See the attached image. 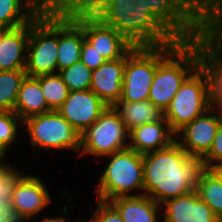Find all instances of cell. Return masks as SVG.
I'll list each match as a JSON object with an SVG mask.
<instances>
[{
  "label": "cell",
  "instance_id": "obj_1",
  "mask_svg": "<svg viewBox=\"0 0 222 222\" xmlns=\"http://www.w3.org/2000/svg\"><path fill=\"white\" fill-rule=\"evenodd\" d=\"M202 169L176 141L169 147L143 154V195L158 204L195 190Z\"/></svg>",
  "mask_w": 222,
  "mask_h": 222
},
{
  "label": "cell",
  "instance_id": "obj_2",
  "mask_svg": "<svg viewBox=\"0 0 222 222\" xmlns=\"http://www.w3.org/2000/svg\"><path fill=\"white\" fill-rule=\"evenodd\" d=\"M208 53L209 46L204 36L157 46V67L148 100L165 112L182 83Z\"/></svg>",
  "mask_w": 222,
  "mask_h": 222
},
{
  "label": "cell",
  "instance_id": "obj_3",
  "mask_svg": "<svg viewBox=\"0 0 222 222\" xmlns=\"http://www.w3.org/2000/svg\"><path fill=\"white\" fill-rule=\"evenodd\" d=\"M99 19L134 46H160L178 42L148 9L135 6L134 0H111Z\"/></svg>",
  "mask_w": 222,
  "mask_h": 222
},
{
  "label": "cell",
  "instance_id": "obj_4",
  "mask_svg": "<svg viewBox=\"0 0 222 222\" xmlns=\"http://www.w3.org/2000/svg\"><path fill=\"white\" fill-rule=\"evenodd\" d=\"M214 76L205 59L182 83L164 112V118L176 134L186 124L214 105Z\"/></svg>",
  "mask_w": 222,
  "mask_h": 222
},
{
  "label": "cell",
  "instance_id": "obj_5",
  "mask_svg": "<svg viewBox=\"0 0 222 222\" xmlns=\"http://www.w3.org/2000/svg\"><path fill=\"white\" fill-rule=\"evenodd\" d=\"M134 5L148 9L178 41L204 36L210 0H134Z\"/></svg>",
  "mask_w": 222,
  "mask_h": 222
},
{
  "label": "cell",
  "instance_id": "obj_6",
  "mask_svg": "<svg viewBox=\"0 0 222 222\" xmlns=\"http://www.w3.org/2000/svg\"><path fill=\"white\" fill-rule=\"evenodd\" d=\"M110 160L95 189L97 199L109 202L118 197L140 196L144 191L143 154L126 148L108 155ZM141 193H132L133 190Z\"/></svg>",
  "mask_w": 222,
  "mask_h": 222
},
{
  "label": "cell",
  "instance_id": "obj_7",
  "mask_svg": "<svg viewBox=\"0 0 222 222\" xmlns=\"http://www.w3.org/2000/svg\"><path fill=\"white\" fill-rule=\"evenodd\" d=\"M58 19L39 13L30 22L25 72L29 77L58 71Z\"/></svg>",
  "mask_w": 222,
  "mask_h": 222
},
{
  "label": "cell",
  "instance_id": "obj_8",
  "mask_svg": "<svg viewBox=\"0 0 222 222\" xmlns=\"http://www.w3.org/2000/svg\"><path fill=\"white\" fill-rule=\"evenodd\" d=\"M30 144L47 151L73 149L80 154L81 134L58 111L35 115L23 121Z\"/></svg>",
  "mask_w": 222,
  "mask_h": 222
},
{
  "label": "cell",
  "instance_id": "obj_9",
  "mask_svg": "<svg viewBox=\"0 0 222 222\" xmlns=\"http://www.w3.org/2000/svg\"><path fill=\"white\" fill-rule=\"evenodd\" d=\"M129 131L112 107L81 134L80 156H108L128 148Z\"/></svg>",
  "mask_w": 222,
  "mask_h": 222
},
{
  "label": "cell",
  "instance_id": "obj_10",
  "mask_svg": "<svg viewBox=\"0 0 222 222\" xmlns=\"http://www.w3.org/2000/svg\"><path fill=\"white\" fill-rule=\"evenodd\" d=\"M157 67V46H133L126 53L121 102L148 100Z\"/></svg>",
  "mask_w": 222,
  "mask_h": 222
},
{
  "label": "cell",
  "instance_id": "obj_11",
  "mask_svg": "<svg viewBox=\"0 0 222 222\" xmlns=\"http://www.w3.org/2000/svg\"><path fill=\"white\" fill-rule=\"evenodd\" d=\"M222 121V111L213 105L204 114L175 134V141L192 157L201 161L211 149Z\"/></svg>",
  "mask_w": 222,
  "mask_h": 222
},
{
  "label": "cell",
  "instance_id": "obj_12",
  "mask_svg": "<svg viewBox=\"0 0 222 222\" xmlns=\"http://www.w3.org/2000/svg\"><path fill=\"white\" fill-rule=\"evenodd\" d=\"M41 178L22 174L14 183L12 209L21 222H29L32 217L47 207L52 201Z\"/></svg>",
  "mask_w": 222,
  "mask_h": 222
},
{
  "label": "cell",
  "instance_id": "obj_13",
  "mask_svg": "<svg viewBox=\"0 0 222 222\" xmlns=\"http://www.w3.org/2000/svg\"><path fill=\"white\" fill-rule=\"evenodd\" d=\"M108 106L91 90L69 92L57 110L70 125L82 134Z\"/></svg>",
  "mask_w": 222,
  "mask_h": 222
},
{
  "label": "cell",
  "instance_id": "obj_14",
  "mask_svg": "<svg viewBox=\"0 0 222 222\" xmlns=\"http://www.w3.org/2000/svg\"><path fill=\"white\" fill-rule=\"evenodd\" d=\"M78 22L83 27L85 39L107 61L122 58L134 46L100 19H83Z\"/></svg>",
  "mask_w": 222,
  "mask_h": 222
},
{
  "label": "cell",
  "instance_id": "obj_15",
  "mask_svg": "<svg viewBox=\"0 0 222 222\" xmlns=\"http://www.w3.org/2000/svg\"><path fill=\"white\" fill-rule=\"evenodd\" d=\"M161 205L163 206L160 214H163V222H218V217L207 203L198 197L195 190L186 195L168 199Z\"/></svg>",
  "mask_w": 222,
  "mask_h": 222
},
{
  "label": "cell",
  "instance_id": "obj_16",
  "mask_svg": "<svg viewBox=\"0 0 222 222\" xmlns=\"http://www.w3.org/2000/svg\"><path fill=\"white\" fill-rule=\"evenodd\" d=\"M125 66L126 54L122 58L106 61L92 71L90 90L108 107L120 100Z\"/></svg>",
  "mask_w": 222,
  "mask_h": 222
},
{
  "label": "cell",
  "instance_id": "obj_17",
  "mask_svg": "<svg viewBox=\"0 0 222 222\" xmlns=\"http://www.w3.org/2000/svg\"><path fill=\"white\" fill-rule=\"evenodd\" d=\"M128 148L140 154L161 150L175 142V133L163 117L129 131Z\"/></svg>",
  "mask_w": 222,
  "mask_h": 222
},
{
  "label": "cell",
  "instance_id": "obj_18",
  "mask_svg": "<svg viewBox=\"0 0 222 222\" xmlns=\"http://www.w3.org/2000/svg\"><path fill=\"white\" fill-rule=\"evenodd\" d=\"M30 23L14 29L1 28L0 71L25 70Z\"/></svg>",
  "mask_w": 222,
  "mask_h": 222
},
{
  "label": "cell",
  "instance_id": "obj_19",
  "mask_svg": "<svg viewBox=\"0 0 222 222\" xmlns=\"http://www.w3.org/2000/svg\"><path fill=\"white\" fill-rule=\"evenodd\" d=\"M84 39L83 27L78 21L58 20V71L80 61Z\"/></svg>",
  "mask_w": 222,
  "mask_h": 222
},
{
  "label": "cell",
  "instance_id": "obj_20",
  "mask_svg": "<svg viewBox=\"0 0 222 222\" xmlns=\"http://www.w3.org/2000/svg\"><path fill=\"white\" fill-rule=\"evenodd\" d=\"M109 203L119 212L124 222H157L162 205L147 195L118 197Z\"/></svg>",
  "mask_w": 222,
  "mask_h": 222
},
{
  "label": "cell",
  "instance_id": "obj_21",
  "mask_svg": "<svg viewBox=\"0 0 222 222\" xmlns=\"http://www.w3.org/2000/svg\"><path fill=\"white\" fill-rule=\"evenodd\" d=\"M51 111L47 107L40 82L35 77L26 76L22 81L14 112L25 121L27 118Z\"/></svg>",
  "mask_w": 222,
  "mask_h": 222
},
{
  "label": "cell",
  "instance_id": "obj_22",
  "mask_svg": "<svg viewBox=\"0 0 222 222\" xmlns=\"http://www.w3.org/2000/svg\"><path fill=\"white\" fill-rule=\"evenodd\" d=\"M112 108L118 114L128 131L164 117V112L149 100L135 102L118 101Z\"/></svg>",
  "mask_w": 222,
  "mask_h": 222
},
{
  "label": "cell",
  "instance_id": "obj_23",
  "mask_svg": "<svg viewBox=\"0 0 222 222\" xmlns=\"http://www.w3.org/2000/svg\"><path fill=\"white\" fill-rule=\"evenodd\" d=\"M40 13L33 0H0V28L14 29L30 23Z\"/></svg>",
  "mask_w": 222,
  "mask_h": 222
},
{
  "label": "cell",
  "instance_id": "obj_24",
  "mask_svg": "<svg viewBox=\"0 0 222 222\" xmlns=\"http://www.w3.org/2000/svg\"><path fill=\"white\" fill-rule=\"evenodd\" d=\"M195 191L198 197L207 203L211 211L220 218L222 216V180L212 170L202 168L196 179Z\"/></svg>",
  "mask_w": 222,
  "mask_h": 222
},
{
  "label": "cell",
  "instance_id": "obj_25",
  "mask_svg": "<svg viewBox=\"0 0 222 222\" xmlns=\"http://www.w3.org/2000/svg\"><path fill=\"white\" fill-rule=\"evenodd\" d=\"M40 13L63 21L85 19V0H46Z\"/></svg>",
  "mask_w": 222,
  "mask_h": 222
},
{
  "label": "cell",
  "instance_id": "obj_26",
  "mask_svg": "<svg viewBox=\"0 0 222 222\" xmlns=\"http://www.w3.org/2000/svg\"><path fill=\"white\" fill-rule=\"evenodd\" d=\"M25 70L0 71V111L14 112Z\"/></svg>",
  "mask_w": 222,
  "mask_h": 222
},
{
  "label": "cell",
  "instance_id": "obj_27",
  "mask_svg": "<svg viewBox=\"0 0 222 222\" xmlns=\"http://www.w3.org/2000/svg\"><path fill=\"white\" fill-rule=\"evenodd\" d=\"M35 78L40 82L47 107L50 110L57 111L70 92L67 85L63 82L58 72L55 74L41 75Z\"/></svg>",
  "mask_w": 222,
  "mask_h": 222
},
{
  "label": "cell",
  "instance_id": "obj_28",
  "mask_svg": "<svg viewBox=\"0 0 222 222\" xmlns=\"http://www.w3.org/2000/svg\"><path fill=\"white\" fill-rule=\"evenodd\" d=\"M204 37L209 52L222 64V14L208 10L205 18Z\"/></svg>",
  "mask_w": 222,
  "mask_h": 222
},
{
  "label": "cell",
  "instance_id": "obj_29",
  "mask_svg": "<svg viewBox=\"0 0 222 222\" xmlns=\"http://www.w3.org/2000/svg\"><path fill=\"white\" fill-rule=\"evenodd\" d=\"M92 71L79 61L58 71L70 92L90 90Z\"/></svg>",
  "mask_w": 222,
  "mask_h": 222
},
{
  "label": "cell",
  "instance_id": "obj_30",
  "mask_svg": "<svg viewBox=\"0 0 222 222\" xmlns=\"http://www.w3.org/2000/svg\"><path fill=\"white\" fill-rule=\"evenodd\" d=\"M18 124H23V121L15 112L0 111V146L5 151L10 150L18 137Z\"/></svg>",
  "mask_w": 222,
  "mask_h": 222
},
{
  "label": "cell",
  "instance_id": "obj_31",
  "mask_svg": "<svg viewBox=\"0 0 222 222\" xmlns=\"http://www.w3.org/2000/svg\"><path fill=\"white\" fill-rule=\"evenodd\" d=\"M202 168L213 169L222 165V121L208 154L200 161Z\"/></svg>",
  "mask_w": 222,
  "mask_h": 222
},
{
  "label": "cell",
  "instance_id": "obj_32",
  "mask_svg": "<svg viewBox=\"0 0 222 222\" xmlns=\"http://www.w3.org/2000/svg\"><path fill=\"white\" fill-rule=\"evenodd\" d=\"M206 60L211 64L214 76V105L222 111V64L210 52Z\"/></svg>",
  "mask_w": 222,
  "mask_h": 222
},
{
  "label": "cell",
  "instance_id": "obj_33",
  "mask_svg": "<svg viewBox=\"0 0 222 222\" xmlns=\"http://www.w3.org/2000/svg\"><path fill=\"white\" fill-rule=\"evenodd\" d=\"M91 222H124L119 212L109 203L97 200V209Z\"/></svg>",
  "mask_w": 222,
  "mask_h": 222
},
{
  "label": "cell",
  "instance_id": "obj_34",
  "mask_svg": "<svg viewBox=\"0 0 222 222\" xmlns=\"http://www.w3.org/2000/svg\"><path fill=\"white\" fill-rule=\"evenodd\" d=\"M80 61L83 62L89 69L94 70L107 60L101 54H99L86 39H84L81 48Z\"/></svg>",
  "mask_w": 222,
  "mask_h": 222
},
{
  "label": "cell",
  "instance_id": "obj_35",
  "mask_svg": "<svg viewBox=\"0 0 222 222\" xmlns=\"http://www.w3.org/2000/svg\"><path fill=\"white\" fill-rule=\"evenodd\" d=\"M22 175L17 169L3 184L0 186V209L2 211L12 208V195L15 181Z\"/></svg>",
  "mask_w": 222,
  "mask_h": 222
},
{
  "label": "cell",
  "instance_id": "obj_36",
  "mask_svg": "<svg viewBox=\"0 0 222 222\" xmlns=\"http://www.w3.org/2000/svg\"><path fill=\"white\" fill-rule=\"evenodd\" d=\"M111 0H85V19H99Z\"/></svg>",
  "mask_w": 222,
  "mask_h": 222
},
{
  "label": "cell",
  "instance_id": "obj_37",
  "mask_svg": "<svg viewBox=\"0 0 222 222\" xmlns=\"http://www.w3.org/2000/svg\"><path fill=\"white\" fill-rule=\"evenodd\" d=\"M5 163L0 164V186L16 171V168Z\"/></svg>",
  "mask_w": 222,
  "mask_h": 222
},
{
  "label": "cell",
  "instance_id": "obj_38",
  "mask_svg": "<svg viewBox=\"0 0 222 222\" xmlns=\"http://www.w3.org/2000/svg\"><path fill=\"white\" fill-rule=\"evenodd\" d=\"M0 222H21L12 208L2 211L0 209Z\"/></svg>",
  "mask_w": 222,
  "mask_h": 222
},
{
  "label": "cell",
  "instance_id": "obj_39",
  "mask_svg": "<svg viewBox=\"0 0 222 222\" xmlns=\"http://www.w3.org/2000/svg\"><path fill=\"white\" fill-rule=\"evenodd\" d=\"M210 9L222 14V0H210Z\"/></svg>",
  "mask_w": 222,
  "mask_h": 222
},
{
  "label": "cell",
  "instance_id": "obj_40",
  "mask_svg": "<svg viewBox=\"0 0 222 222\" xmlns=\"http://www.w3.org/2000/svg\"><path fill=\"white\" fill-rule=\"evenodd\" d=\"M42 222H66V218L61 216V217H53V218H50V217H44L43 221Z\"/></svg>",
  "mask_w": 222,
  "mask_h": 222
},
{
  "label": "cell",
  "instance_id": "obj_41",
  "mask_svg": "<svg viewBox=\"0 0 222 222\" xmlns=\"http://www.w3.org/2000/svg\"><path fill=\"white\" fill-rule=\"evenodd\" d=\"M8 151H5L1 146H0V164L5 163L4 160L6 159V154ZM4 159V160H3Z\"/></svg>",
  "mask_w": 222,
  "mask_h": 222
},
{
  "label": "cell",
  "instance_id": "obj_42",
  "mask_svg": "<svg viewBox=\"0 0 222 222\" xmlns=\"http://www.w3.org/2000/svg\"><path fill=\"white\" fill-rule=\"evenodd\" d=\"M222 180V165L217 166L212 169Z\"/></svg>",
  "mask_w": 222,
  "mask_h": 222
},
{
  "label": "cell",
  "instance_id": "obj_43",
  "mask_svg": "<svg viewBox=\"0 0 222 222\" xmlns=\"http://www.w3.org/2000/svg\"><path fill=\"white\" fill-rule=\"evenodd\" d=\"M39 7H41L46 0H33Z\"/></svg>",
  "mask_w": 222,
  "mask_h": 222
},
{
  "label": "cell",
  "instance_id": "obj_44",
  "mask_svg": "<svg viewBox=\"0 0 222 222\" xmlns=\"http://www.w3.org/2000/svg\"><path fill=\"white\" fill-rule=\"evenodd\" d=\"M66 222H68V220L66 219ZM76 222H91V220H89V221H85V220H83V221H76Z\"/></svg>",
  "mask_w": 222,
  "mask_h": 222
},
{
  "label": "cell",
  "instance_id": "obj_45",
  "mask_svg": "<svg viewBox=\"0 0 222 222\" xmlns=\"http://www.w3.org/2000/svg\"><path fill=\"white\" fill-rule=\"evenodd\" d=\"M218 222H222V216L218 218Z\"/></svg>",
  "mask_w": 222,
  "mask_h": 222
}]
</instances>
